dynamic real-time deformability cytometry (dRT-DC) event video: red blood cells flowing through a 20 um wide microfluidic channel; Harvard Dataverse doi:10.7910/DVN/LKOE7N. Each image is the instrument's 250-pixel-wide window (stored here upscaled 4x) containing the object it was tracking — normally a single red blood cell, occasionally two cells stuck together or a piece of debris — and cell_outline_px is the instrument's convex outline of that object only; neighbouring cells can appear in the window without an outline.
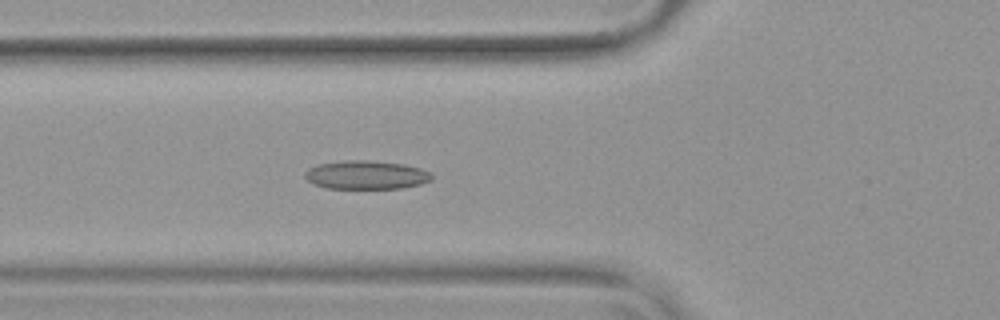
{"species": "common noctule bat (a hibernating species)", "species_latin": "Nyctalus noctula", "temperature_condition": "warm", "stored_images_in_passage": 53, "camera_frame_rate_fps": 3000, "um_per_image_px": 0.085, "animal": {"sex": "female", "body_mass_g": 19.9}, "frame": {"image": 1, "passage_image": 20, "time_ms": 6.333, "image_size_px": [1000, 320], "cell_outline_px": [[432, 180], [420, 184], [404, 188], [328, 188], [312, 184], [304, 176], [304, 172], [308, 168], [316, 164], [348, 160], [368, 160], [404, 164], [420, 168], [432, 172]], "centroid_in_image_um": [31.12, 14.86], "position_along_channel_um": 94.7, "area_um2": 21.27}}
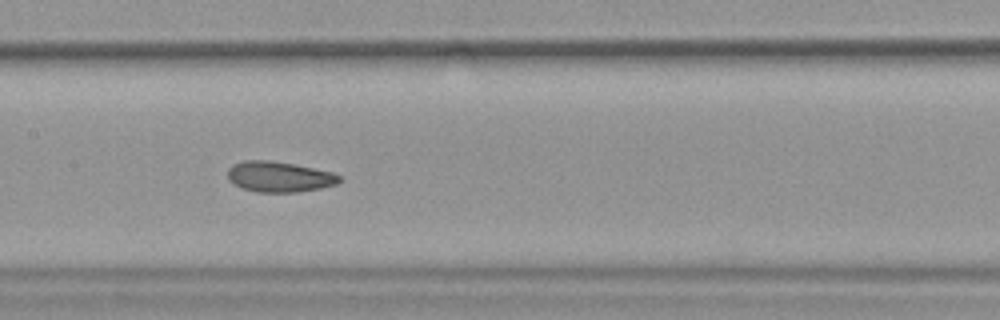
{"frame": {"image": 2, "passage_image": 27, "time_ms": 8.667, "image_size_px": [1000, 320], "cell_outline_px": [[344, 180], [336, 184], [320, 188], [296, 192], [256, 192], [232, 184], [228, 180], [228, 168], [232, 164], [244, 160], [268, 160], [292, 164], [332, 172], [340, 176]], "centroid_in_image_um": [23.71, 15.02], "position_along_channel_um": 183.7, "area_um2": 19.88}}
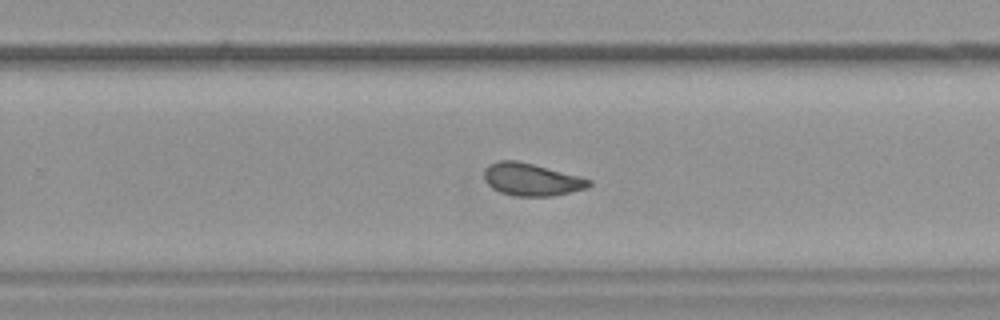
{"frame": {"image": 3, "passage_image": 35, "time_ms": 11.333, "image_size_px": [1000, 320], "cell_outline_px": [[592, 184], [588, 188], [552, 196], [516, 196], [500, 192], [492, 188], [484, 180], [484, 172], [488, 164], [500, 160], [516, 160], [580, 176], [592, 180]], "centroid_in_image_um": [45.18, 15.26], "position_along_channel_um": 284.6, "area_um2": 19.83}, "authors_computed_cell_mechanics": {"area_um2": 20.519, "velocity_mm_per_s": 3.7998, "shape_relaxation_time_tau1_ms": 6.0268, "shape_relaxation_time_tau2_ms": 2.1421, "deformation_change_tau1": 0.1476, "deformation_change_tau2": 0.0777}}